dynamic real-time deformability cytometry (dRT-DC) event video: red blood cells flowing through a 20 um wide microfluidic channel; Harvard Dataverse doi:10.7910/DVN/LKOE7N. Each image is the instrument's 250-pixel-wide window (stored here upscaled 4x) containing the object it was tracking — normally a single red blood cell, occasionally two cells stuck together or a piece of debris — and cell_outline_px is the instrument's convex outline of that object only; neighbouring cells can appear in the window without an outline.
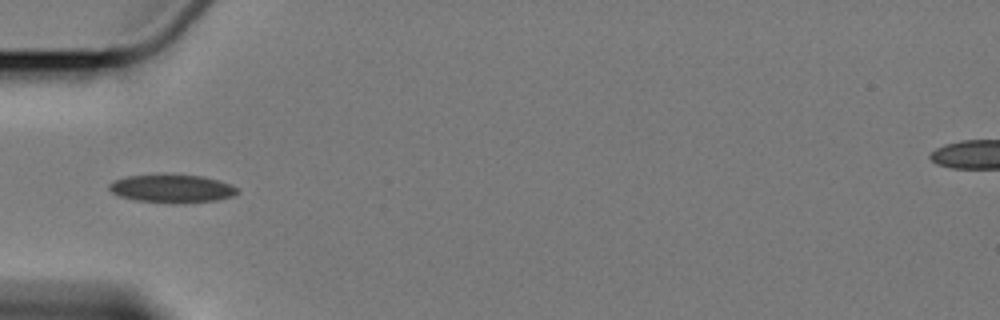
{"species": "Egyptian fruit bat (a non-hibernating species)", "species_latin": "Rousettus aegyptiacus", "temperature_condition": "cold", "stored_images_in_passage": 6, "camera_frame_rate_fps": 3000, "um_per_image_px": 0.085, "animal": {"sex": "female"}, "frame": {"image": 1, "passage_image": 1, "time_ms": 0.0, "image_size_px": [1000, 320], "cell_outline_px": [[240, 192], [232, 196], [216, 200], [184, 204], [172, 204], [136, 200], [120, 196], [112, 192], [108, 188], [108, 184], [116, 180], [128, 176], [164, 172], [204, 176], [220, 180], [232, 184]], "centroid_in_image_um": [14.64, 16.0], "position_along_channel_um": 70.4, "area_um2": 21.91}}
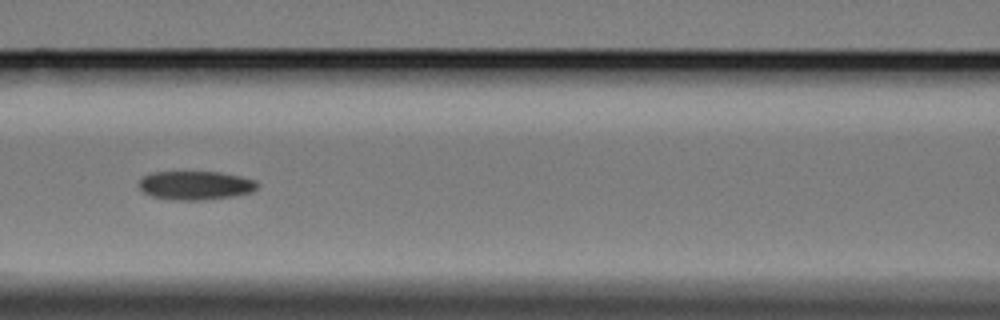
{"frame": {"image": 2, "passage_image": 3, "time_ms": 2.333, "image_size_px": [1000, 320], "cell_outline_px": [[260, 184], [252, 192], [232, 196], [204, 200], [172, 200], [152, 196], [144, 192], [140, 188], [140, 180], [144, 176], [152, 172], [220, 172], [240, 176], [256, 180]], "centroid_in_image_um": [16.64, 15.75], "position_along_channel_um": 150.0, "area_um2": 19.83}}
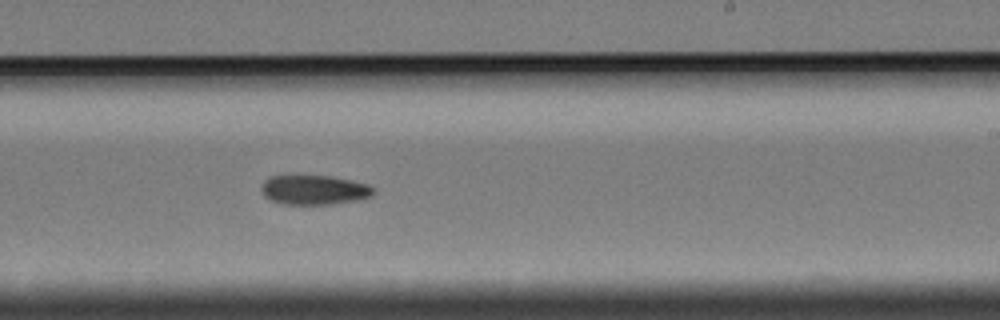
{"frame": {"image": 3, "passage_image": 6, "time_ms": 5.667, "image_size_px": [1000, 320], "cell_outline_px": [[376, 192], [372, 196], [356, 200], [328, 204], [284, 204], [272, 200], [264, 196], [264, 180], [272, 176], [332, 176], [352, 180], [368, 184], [376, 188]], "centroid_in_image_um": [26.79, 16.13], "position_along_channel_um": 262.2, "area_um2": 19.07}}